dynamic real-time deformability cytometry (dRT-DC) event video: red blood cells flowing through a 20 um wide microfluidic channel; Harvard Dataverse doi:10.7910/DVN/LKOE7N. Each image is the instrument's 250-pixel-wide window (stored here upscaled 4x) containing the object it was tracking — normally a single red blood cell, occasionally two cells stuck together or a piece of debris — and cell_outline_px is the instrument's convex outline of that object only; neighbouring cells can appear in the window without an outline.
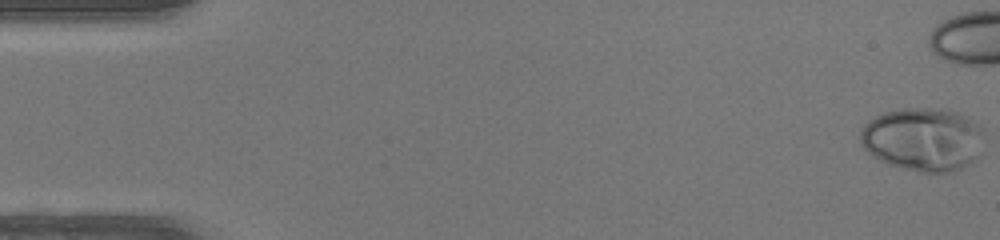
{"species": "human", "species_latin": "Homo sapiens", "temperature_condition": "warm", "stored_images_in_passage": 39, "camera_frame_rate_fps": 3000, "um_per_image_px": 0.085, "donor": {"sex": "female"}, "frame": {"image": 1, "passage_image": 1, "time_ms": 0.0, "image_size_px": [1000, 240], "cell_outline_px": [[984, 152], [980, 156], [960, 168], [948, 172], [920, 172], [888, 164], [872, 156], [860, 144], [860, 128], [868, 120], [884, 112], [900, 108], [932, 108], [956, 112], [980, 124], [984, 128]], "centroid_in_image_um": [78.48, 11.84], "position_along_channel_um": 6.5, "area_um2": 46.3}}
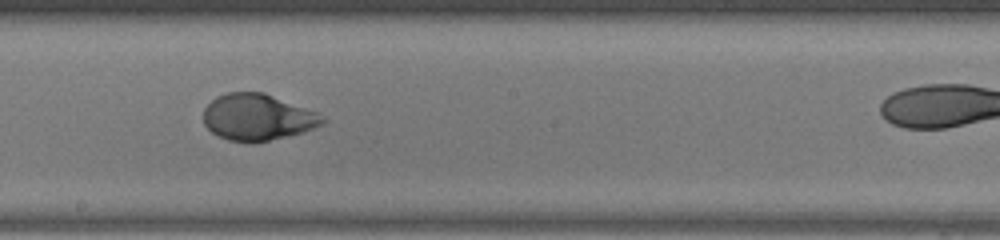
{"frame": {"image": 2, "passage_image": 27, "time_ms": 8.667, "image_size_px": [1000, 240], "cell_outline_px": [[328, 120], [324, 124], [300, 132], [252, 144], [248, 144], [228, 140], [212, 132], [204, 124], [204, 108], [216, 96], [228, 92], [264, 92], [316, 112]], "centroid_in_image_um": [21.86, 9.96], "position_along_channel_um": 226.3, "area_um2": 32.08}}
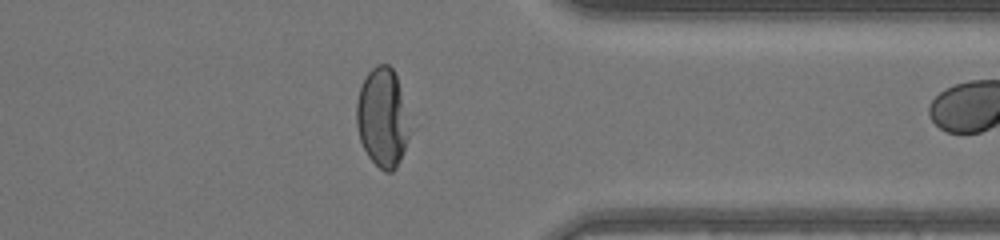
{"frame": {"image": 3, "passage_image": 38, "time_ms": 12.333, "image_size_px": [1000, 240], "cell_outline_px": [[408, 136], [400, 160], [396, 168], [392, 172], [384, 172], [368, 156], [360, 140], [356, 124], [356, 104], [360, 88], [364, 76], [376, 64], [388, 64], [392, 68], [396, 76], [400, 88]], "centroid_in_image_um": [32.44, 9.99], "position_along_channel_um": 379.0, "area_um2": 29.88}}